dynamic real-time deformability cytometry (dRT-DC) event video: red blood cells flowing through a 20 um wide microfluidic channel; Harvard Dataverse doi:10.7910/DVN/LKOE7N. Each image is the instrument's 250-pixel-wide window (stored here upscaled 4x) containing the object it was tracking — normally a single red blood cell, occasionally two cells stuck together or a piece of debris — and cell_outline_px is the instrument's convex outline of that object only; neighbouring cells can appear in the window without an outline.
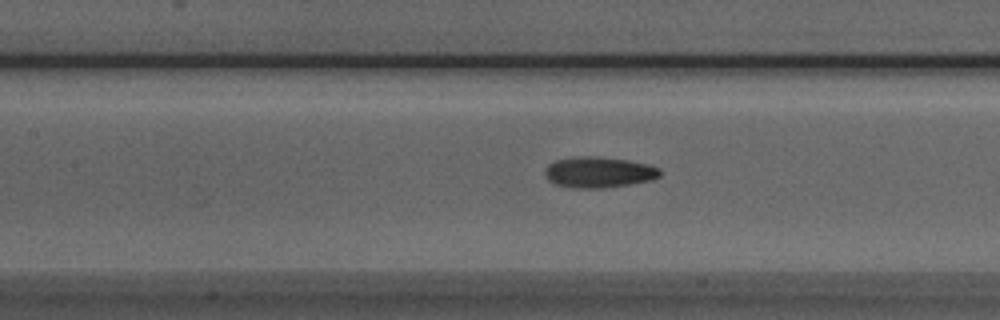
{"species": "Egyptian fruit bat (a non-hibernating species)", "species_latin": "Rousettus aegyptiacus", "temperature_condition": "room temperature", "stored_images_in_passage": 38, "camera_frame_rate_fps": 3000, "um_per_image_px": 0.085, "animal": {"sex": "male"}, "frame": {"image": 1, "passage_image": 13, "time_ms": 4.0, "image_size_px": [1000, 320], "cell_outline_px": [[660, 176], [652, 180], [604, 188], [572, 188], [556, 184], [548, 180], [544, 172], [548, 164], [556, 160], [576, 156], [600, 156], [628, 160], [648, 164], [660, 168]], "centroid_in_image_um": [50.89, 14.63], "position_along_channel_um": 156.5, "area_um2": 20.81}}
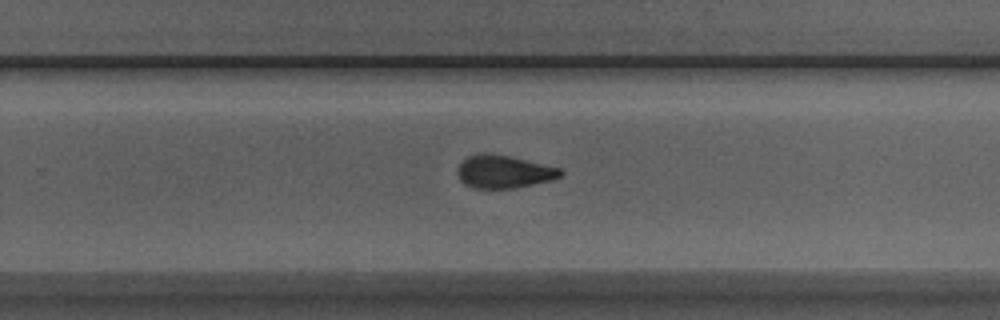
{"frame": {"image": 2, "passage_image": 23, "time_ms": 7.333, "image_size_px": [1000, 320], "cell_outline_px": [[564, 172], [560, 176], [552, 180], [512, 188], [476, 188], [464, 184], [460, 180], [456, 172], [456, 168], [468, 156], [484, 152], [512, 156], [560, 168]], "centroid_in_image_um": [42.8, 14.58], "position_along_channel_um": 287.0, "area_um2": 19.77}}
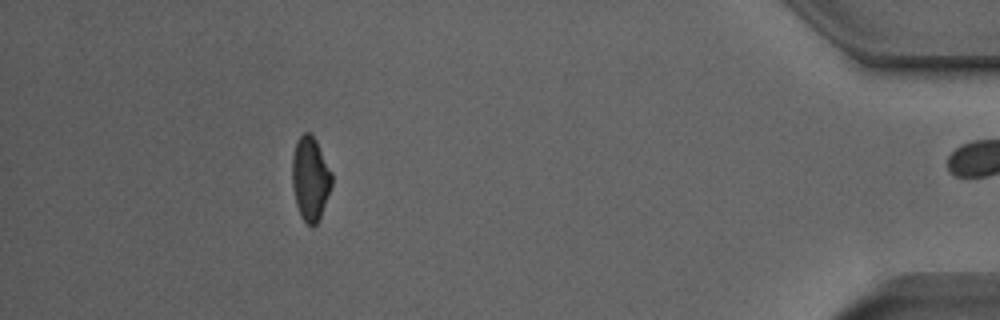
{"frame": {"image": 3, "passage_image": 37, "time_ms": 12.0, "image_size_px": [1000, 320], "cell_outline_px": [[332, 184], [320, 216], [316, 224], [312, 228], [300, 216], [296, 204], [292, 184], [292, 156], [296, 140], [304, 132], [308, 132], [316, 140], [332, 172]], "centroid_in_image_um": [26.36, 15.17], "position_along_channel_um": 408.8, "area_um2": 19.31}, "authors_computed_cell_mechanics": {"area_um2": 19.941, "velocity_mm_per_s": 3.927, "shape_relaxation_time_tau1_ms": 6.1526, "shape_relaxation_time_tau2_ms": 2.4999, "deformation_change_tau1": 0.1444, "deformation_change_tau2": 0.0976}}